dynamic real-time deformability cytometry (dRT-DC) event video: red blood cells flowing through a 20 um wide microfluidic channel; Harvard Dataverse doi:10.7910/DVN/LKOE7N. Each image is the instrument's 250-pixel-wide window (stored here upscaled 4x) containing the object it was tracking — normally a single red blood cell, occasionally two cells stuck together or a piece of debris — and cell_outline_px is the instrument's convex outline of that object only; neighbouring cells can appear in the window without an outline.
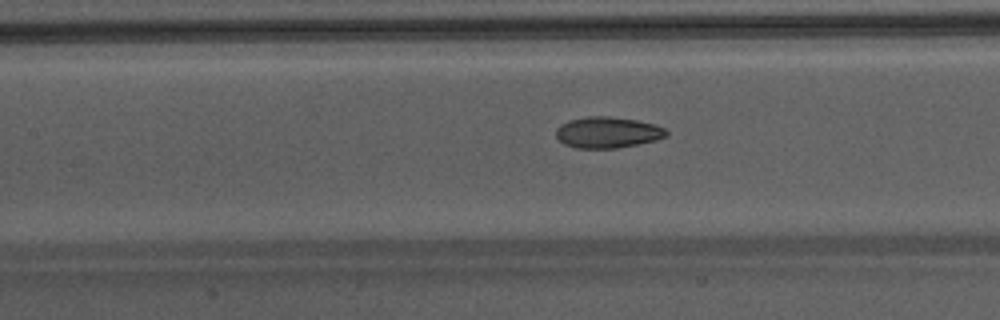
{"species": "Egyptian fruit bat (a non-hibernating species)", "species_latin": "Rousettus aegyptiacus", "temperature_condition": "warm", "stored_images_in_passage": 30, "camera_frame_rate_fps": 3000, "um_per_image_px": 0.085, "animal": {"sex": "male"}, "frame": {"image": 1, "passage_image": 10, "time_ms": 3.0, "image_size_px": [1000, 320], "cell_outline_px": [[668, 136], [656, 140], [616, 148], [576, 148], [564, 144], [556, 136], [556, 128], [560, 124], [568, 120], [588, 116], [608, 116], [636, 120], [656, 124], [664, 128], [668, 132]], "centroid_in_image_um": [51.64, 11.25], "position_along_channel_um": 155.8, "area_um2": 20.06}}
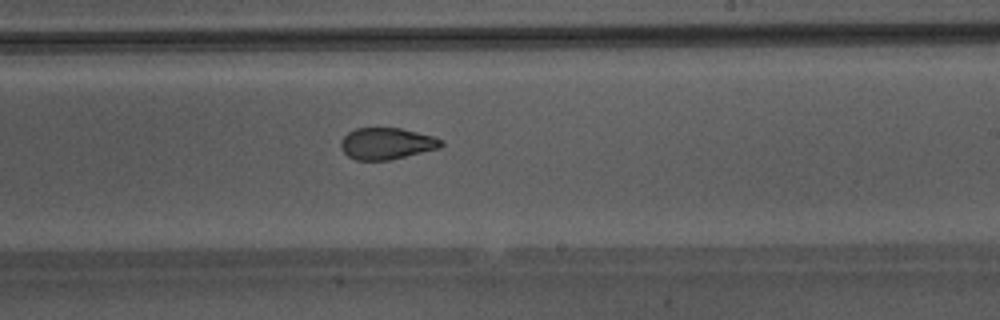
{"frame": {"image": 2, "passage_image": 17, "time_ms": 5.333, "image_size_px": [1000, 320], "cell_outline_px": [[444, 144], [440, 148], [388, 160], [356, 160], [348, 156], [340, 148], [340, 140], [348, 132], [356, 128], [400, 128], [432, 136], [444, 140]], "centroid_in_image_um": [32.85, 12.2], "position_along_channel_um": 256.2, "area_um2": 18.44}}
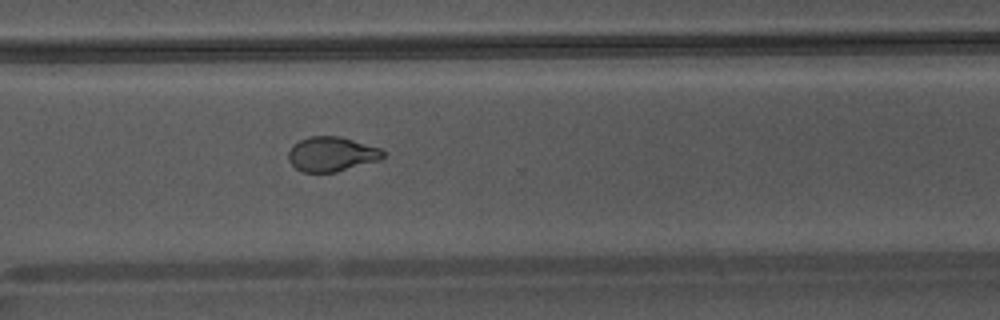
{"frame": {"image": 3, "passage_image": 23, "time_ms": 7.333, "image_size_px": [1000, 320], "cell_outline_px": [[384, 156], [380, 160], [336, 172], [304, 172], [296, 168], [288, 160], [288, 152], [300, 140], [308, 136], [340, 136], [380, 148], [384, 152]], "centroid_in_image_um": [28.2, 13.1], "position_along_channel_um": 342.4, "area_um2": 18.96}, "authors_computed_cell_mechanics": {"area_um2": 19.5364, "velocity_mm_per_s": 4.3116, "shape_relaxation_time_tau1_ms": null, "shape_relaxation_time_tau2_ms": 1.1264, "deformation_change_tau1": null, "deformation_change_tau2": 0.0652}}